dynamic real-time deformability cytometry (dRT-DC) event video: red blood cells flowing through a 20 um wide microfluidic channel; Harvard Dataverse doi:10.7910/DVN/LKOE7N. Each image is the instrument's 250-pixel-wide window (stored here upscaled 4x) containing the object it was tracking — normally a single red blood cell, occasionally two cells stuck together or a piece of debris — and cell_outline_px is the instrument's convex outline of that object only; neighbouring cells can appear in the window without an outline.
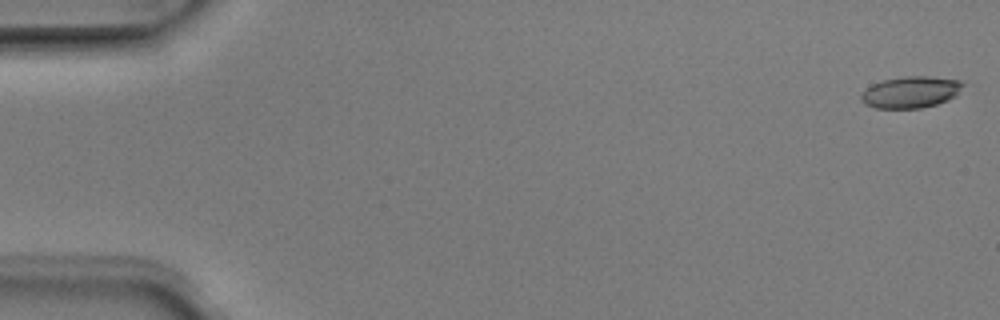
{"species": "Egyptian fruit bat (a non-hibernating species)", "species_latin": "Rousettus aegyptiacus", "temperature_condition": "room temperature", "stored_images_in_passage": 5, "camera_frame_rate_fps": 3000, "um_per_image_px": 0.085, "animal": {"sex": "male"}, "frame": {"image": 1, "passage_image": 1, "time_ms": 0.0, "image_size_px": [1000, 320], "cell_outline_px": [[964, 84], [956, 96], [948, 100], [936, 104], [920, 108], [876, 108], [864, 104], [860, 100], [860, 96], [872, 84], [884, 80], [904, 76], [928, 76], [960, 80]], "centroid_in_image_um": [77.42, 7.83], "position_along_channel_um": 7.6, "area_um2": 18.67}}
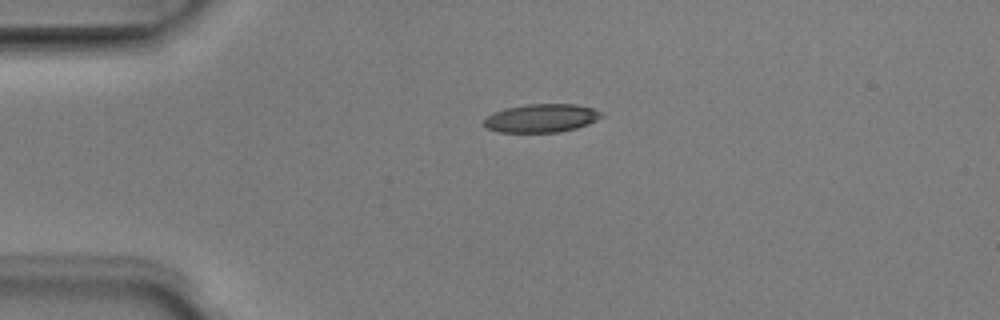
{"frame": {"image": 2, "passage_image": 4, "time_ms": 1.0, "image_size_px": [1000, 320], "cell_outline_px": [[604, 116], [588, 124], [576, 128], [560, 132], [496, 132], [484, 128], [484, 120], [492, 112], [504, 108], [528, 104], [576, 104], [592, 108], [604, 112]], "centroid_in_image_um": [46.01, 10.04], "position_along_channel_um": 39.0, "area_um2": 19.65}}